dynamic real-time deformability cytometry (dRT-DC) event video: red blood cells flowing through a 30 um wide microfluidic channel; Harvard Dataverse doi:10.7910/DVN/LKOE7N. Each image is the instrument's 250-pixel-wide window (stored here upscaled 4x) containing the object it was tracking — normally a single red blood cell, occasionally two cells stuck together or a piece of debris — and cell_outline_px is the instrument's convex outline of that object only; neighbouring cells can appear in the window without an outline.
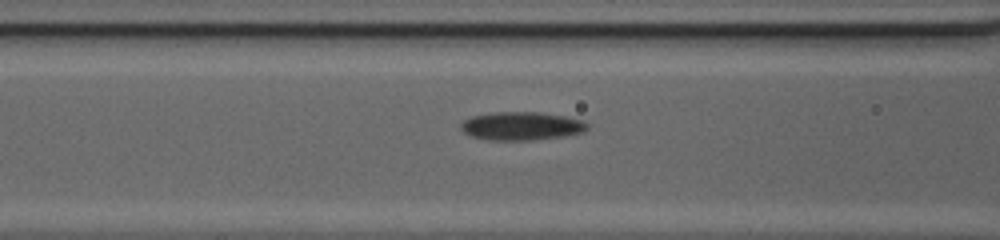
{"species": "common noctule bat (a hibernating species)", "species_latin": "Nyctalus noctula", "temperature_condition": "cold", "stored_images_in_passage": 25, "camera_frame_rate_fps": 3000, "um_per_image_px": 0.085, "animal": {"sex": "female", "body_mass_g": 20.0, "forearm_length_mm": 54.0}, "frame": {"image": 1, "passage_image": 5, "time_ms": 1.333, "image_size_px": [1000, 240], "cell_outline_px": [[588, 128], [584, 132], [564, 136], [532, 140], [488, 140], [472, 136], [464, 132], [460, 128], [460, 124], [464, 120], [472, 116], [496, 112], [540, 112], [564, 116], [584, 120], [588, 124]], "centroid_in_image_um": [44.34, 10.71], "position_along_channel_um": 122.3, "area_um2": 20.92}}
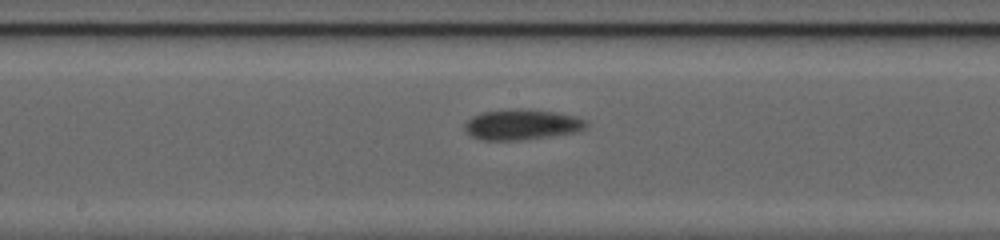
{"frame": {"image": 2, "passage_image": 11, "time_ms": 3.333, "image_size_px": [1000, 240], "cell_outline_px": [[588, 124], [584, 128], [576, 132], [552, 136], [520, 140], [484, 140], [472, 136], [464, 128], [464, 124], [472, 116], [484, 112], [520, 108], [556, 112], [576, 116], [588, 120]], "centroid_in_image_um": [44.39, 10.58], "position_along_channel_um": 203.8, "area_um2": 21.56}}
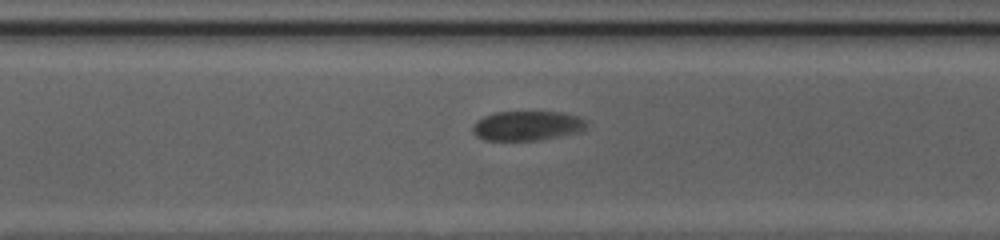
{"frame": {"image": 3, "passage_image": 20, "time_ms": 6.333, "image_size_px": [1000, 240], "cell_outline_px": [[588, 124], [584, 128], [576, 132], [560, 136], [540, 140], [484, 140], [476, 136], [472, 132], [472, 124], [476, 120], [484, 116], [496, 112], [560, 112], [576, 116], [588, 120]], "centroid_in_image_um": [44.77, 10.69], "position_along_channel_um": 325.8, "area_um2": 19.65}}